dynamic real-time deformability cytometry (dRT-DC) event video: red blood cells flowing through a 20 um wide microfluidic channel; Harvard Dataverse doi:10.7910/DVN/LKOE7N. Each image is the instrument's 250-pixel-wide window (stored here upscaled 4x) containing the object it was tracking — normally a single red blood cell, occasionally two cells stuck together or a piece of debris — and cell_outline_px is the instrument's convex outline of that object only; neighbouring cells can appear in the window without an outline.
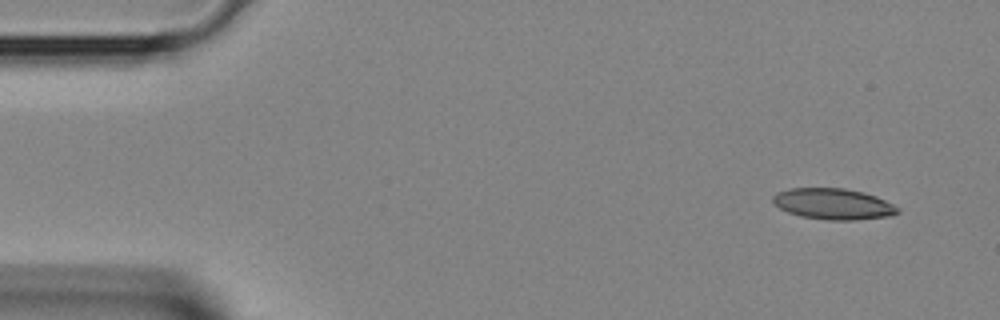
{"species": "Egyptian fruit bat (a non-hibernating species)", "species_latin": "Rousettus aegyptiacus", "temperature_condition": "room temperature", "stored_images_in_passage": 2, "camera_frame_rate_fps": 3000, "um_per_image_px": 0.085, "animal": {"sex": "female"}, "frame": {"image": 1, "passage_image": 1, "time_ms": 0.0, "image_size_px": [1000, 320], "cell_outline_px": [[900, 212], [892, 216], [852, 220], [828, 220], [800, 216], [788, 212], [780, 208], [772, 200], [772, 196], [776, 192], [788, 188], [844, 188], [864, 192], [876, 196], [900, 208]], "centroid_in_image_um": [70.83, 17.33], "position_along_channel_um": 14.2, "area_um2": 22.66}}
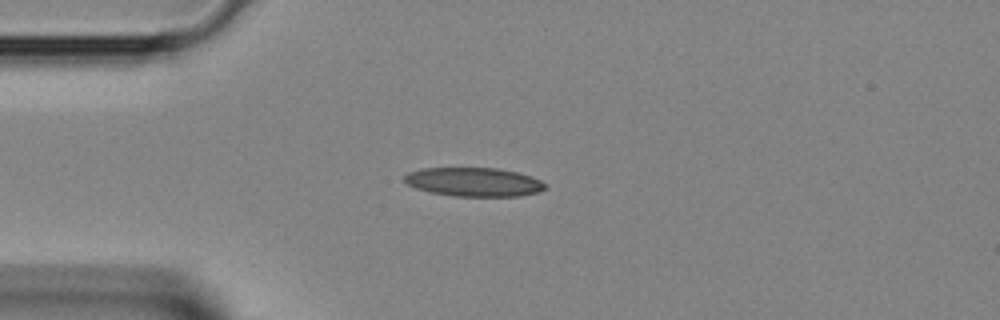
{"frame": {"image": 2, "passage_image": 2, "time_ms": 0.333, "image_size_px": [1000, 320], "cell_outline_px": [[548, 188], [540, 192], [520, 196], [452, 196], [432, 192], [416, 188], [408, 184], [404, 180], [404, 176], [408, 172], [420, 168], [496, 168], [516, 172], [532, 176], [548, 184]], "centroid_in_image_um": [40.33, 15.47], "position_along_channel_um": 44.7, "area_um2": 23.81}}